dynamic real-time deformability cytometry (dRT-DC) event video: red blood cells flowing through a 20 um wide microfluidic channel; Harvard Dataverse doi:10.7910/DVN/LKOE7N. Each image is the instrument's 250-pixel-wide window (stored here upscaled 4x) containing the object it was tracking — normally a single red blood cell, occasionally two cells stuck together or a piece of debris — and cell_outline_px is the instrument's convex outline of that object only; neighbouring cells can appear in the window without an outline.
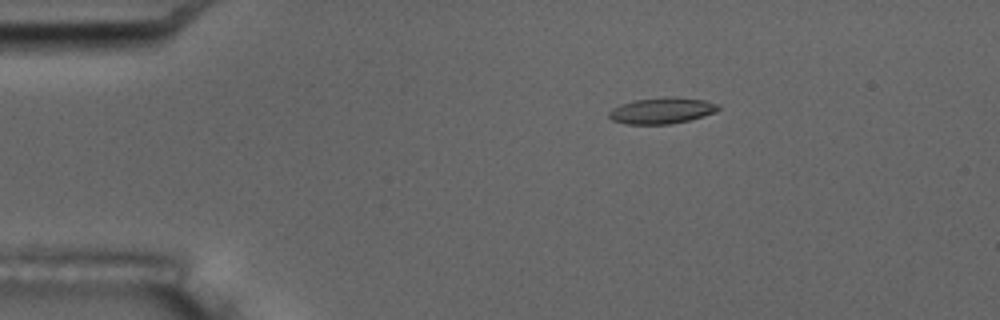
{"species": "common noctule bat (a hibernating species)", "species_latin": "Nyctalus noctula", "temperature_condition": "room temperature", "stored_images_in_passage": 5, "camera_frame_rate_fps": 3000, "um_per_image_px": 0.085, "animal": {"sex": "male", "body_mass_g": 17.5, "forearm_length_mm": 52.3}, "frame": {"image": 1, "passage_image": 3, "time_ms": 2.333, "image_size_px": [1000, 320], "cell_outline_px": [[720, 108], [716, 112], [688, 120], [672, 124], [628, 124], [612, 120], [608, 116], [608, 112], [612, 108], [620, 104], [632, 100], [664, 96], [676, 96], [704, 100], [720, 104]], "centroid_in_image_um": [56.25, 9.38], "position_along_channel_um": 28.7, "area_um2": 16.94}}